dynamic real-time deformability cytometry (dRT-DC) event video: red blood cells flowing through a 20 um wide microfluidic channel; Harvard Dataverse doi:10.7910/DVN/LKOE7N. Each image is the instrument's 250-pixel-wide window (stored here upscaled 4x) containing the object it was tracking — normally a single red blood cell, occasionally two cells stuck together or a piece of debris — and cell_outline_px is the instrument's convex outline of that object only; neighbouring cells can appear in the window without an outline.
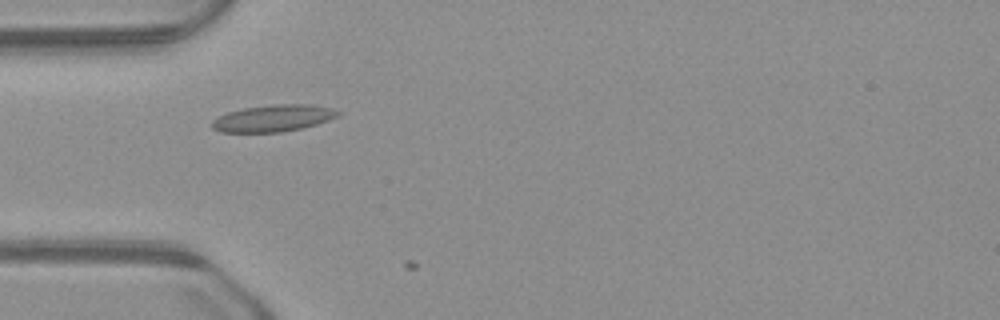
{"species": "common noctule bat (a hibernating species)", "species_latin": "Nyctalus noctula", "temperature_condition": "warm", "stored_images_in_passage": 2, "camera_frame_rate_fps": 3000, "um_per_image_px": 0.085, "animal": {"sex": "male", "body_mass_g": 23.1, "forearm_length_mm": 52.7}, "frame": {"image": 1, "passage_image": 1, "time_ms": 0.0, "image_size_px": [1000, 320], "cell_outline_px": [[340, 116], [316, 124], [300, 128], [280, 132], [220, 132], [212, 128], [208, 124], [212, 120], [228, 112], [244, 108], [272, 104], [312, 104], [332, 108], [340, 112]], "centroid_in_image_um": [23.21, 10.04], "position_along_channel_um": 61.8, "area_um2": 19.71}}